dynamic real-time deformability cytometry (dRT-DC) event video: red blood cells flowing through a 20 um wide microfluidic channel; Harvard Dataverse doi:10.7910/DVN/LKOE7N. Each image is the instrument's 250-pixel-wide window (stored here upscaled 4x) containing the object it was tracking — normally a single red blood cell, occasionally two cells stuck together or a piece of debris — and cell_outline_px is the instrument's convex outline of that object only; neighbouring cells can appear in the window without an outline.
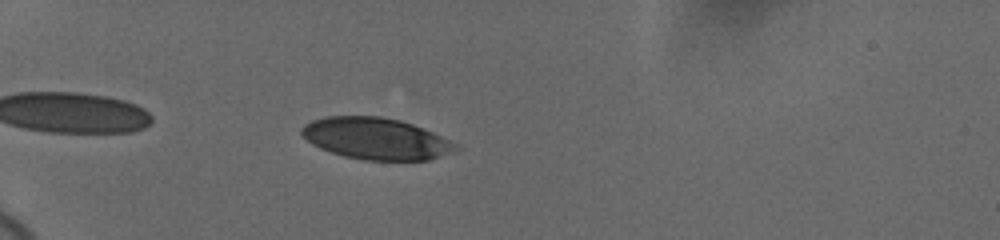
{"species": "human", "species_latin": "Homo sapiens", "temperature_condition": "cold", "stored_images_in_passage": 10, "camera_frame_rate_fps": 3000, "um_per_image_px": 0.085, "donor": {"sex": "female"}, "frame": {"image": 1, "passage_image": 6, "time_ms": 1.333, "image_size_px": [1000, 240], "cell_outline_px": [[456, 148], [428, 160], [364, 160], [344, 156], [320, 148], [312, 144], [300, 132], [300, 128], [304, 124], [312, 120], [324, 116], [380, 116], [400, 120], [412, 124], [432, 132], [448, 140]], "centroid_in_image_um": [31.84, 11.76], "position_along_channel_um": 53.2, "area_um2": 36.7}}